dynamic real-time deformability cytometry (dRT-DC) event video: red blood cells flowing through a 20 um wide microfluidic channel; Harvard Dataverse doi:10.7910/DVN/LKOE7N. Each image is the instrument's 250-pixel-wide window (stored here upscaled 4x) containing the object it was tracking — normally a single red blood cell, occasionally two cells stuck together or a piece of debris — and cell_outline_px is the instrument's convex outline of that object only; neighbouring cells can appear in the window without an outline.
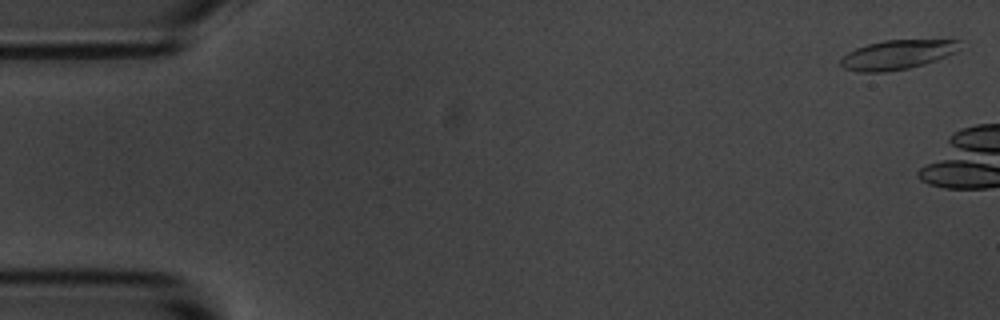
{"species": "common noctule bat (a hibernating species)", "species_latin": "Nyctalus noctula", "temperature_condition": "room temperature", "stored_images_in_passage": 2, "camera_frame_rate_fps": 3000, "um_per_image_px": 0.085, "animal": {"sex": "male", "body_mass_g": 20.1, "forearm_length_mm": 53.5}, "frame": {"image": 1, "passage_image": 1, "time_ms": 0.0, "image_size_px": [1000, 320], "cell_outline_px": [[960, 40], [956, 52], [936, 60], [924, 64], [908, 68], [884, 72], [860, 72], [844, 68], [840, 64], [840, 60], [848, 52], [856, 48], [868, 44], [884, 40]], "centroid_in_image_um": [76.24, 4.65], "position_along_channel_um": 8.8, "area_um2": 20.11}}